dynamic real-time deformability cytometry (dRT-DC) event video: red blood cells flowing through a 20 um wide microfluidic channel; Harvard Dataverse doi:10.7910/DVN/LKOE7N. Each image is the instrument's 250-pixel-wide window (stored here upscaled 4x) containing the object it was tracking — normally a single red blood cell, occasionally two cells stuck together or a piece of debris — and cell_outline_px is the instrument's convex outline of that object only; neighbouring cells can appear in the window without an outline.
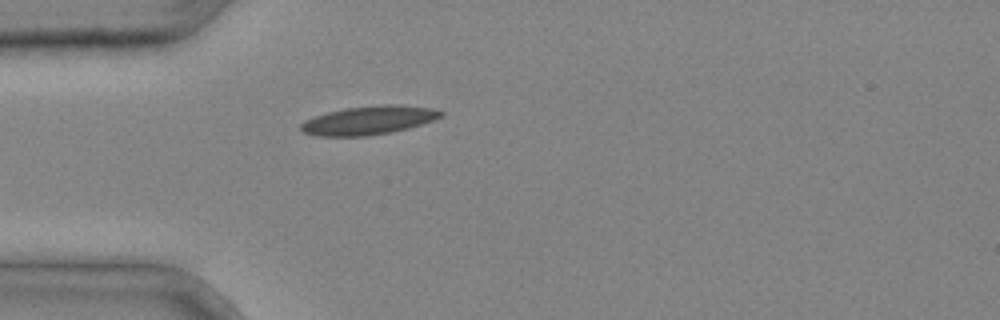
{"species": "common noctule bat (a hibernating species)", "species_latin": "Nyctalus noctula", "temperature_condition": "cold", "stored_images_in_passage": 1, "camera_frame_rate_fps": 3000, "um_per_image_px": 0.085, "animal": {"sex": "male", "body_mass_g": 20.4}, "frame": {"image": 1, "passage_image": 1, "time_ms": 0.0, "image_size_px": [1000, 320], "cell_outline_px": [[444, 116], [408, 128], [388, 132], [364, 136], [316, 136], [304, 132], [300, 128], [300, 124], [304, 120], [328, 112], [344, 108], [384, 104], [392, 104], [432, 108], [444, 112]], "centroid_in_image_um": [31.32, 10.22], "position_along_channel_um": 53.7, "area_um2": 23.12}}